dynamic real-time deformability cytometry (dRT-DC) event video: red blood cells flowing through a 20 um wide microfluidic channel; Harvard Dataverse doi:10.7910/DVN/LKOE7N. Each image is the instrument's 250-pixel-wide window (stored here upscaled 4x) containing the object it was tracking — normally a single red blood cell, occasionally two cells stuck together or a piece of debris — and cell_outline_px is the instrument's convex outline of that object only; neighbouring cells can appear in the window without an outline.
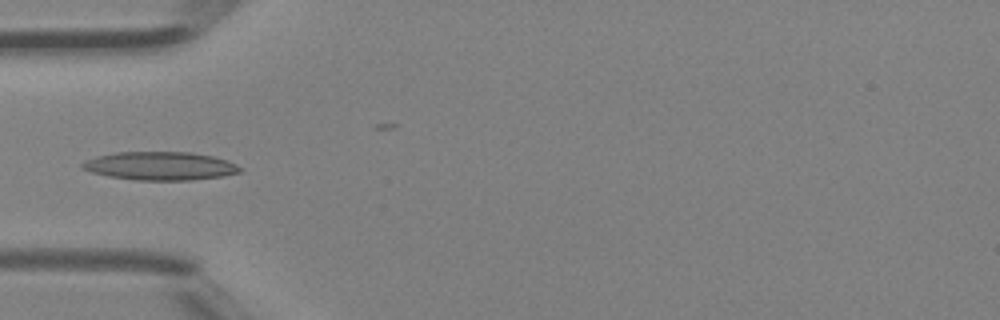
{"species": "Egyptian fruit bat (a non-hibernating species)", "species_latin": "Rousettus aegyptiacus", "temperature_condition": "room temperature", "stored_images_in_passage": 6, "camera_frame_rate_fps": 3000, "um_per_image_px": 0.085, "animal": {"sex": "female"}, "frame": {"image": 1, "passage_image": 5, "time_ms": 1.333, "image_size_px": [1000, 320], "cell_outline_px": [[244, 168], [240, 172], [224, 176], [192, 180], [136, 180], [108, 176], [92, 172], [80, 168], [80, 164], [96, 156], [116, 152], [192, 152], [212, 156], [228, 160]], "centroid_in_image_um": [13.64, 14.1], "position_along_channel_um": 71.4, "area_um2": 26.18}}
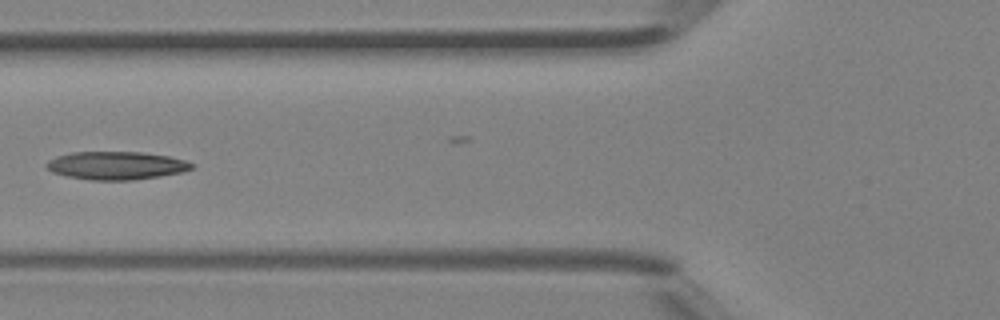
{"frame": {"image": 2, "passage_image": 6, "time_ms": 1.667, "image_size_px": [1000, 320], "cell_outline_px": [[196, 164], [192, 168], [184, 172], [160, 176], [132, 180], [92, 180], [68, 176], [52, 172], [44, 164], [48, 160], [56, 156], [72, 152], [140, 152], [168, 156], [184, 160]], "centroid_in_image_um": [9.89, 14.07], "position_along_channel_um": 115.9, "area_um2": 23.76}}